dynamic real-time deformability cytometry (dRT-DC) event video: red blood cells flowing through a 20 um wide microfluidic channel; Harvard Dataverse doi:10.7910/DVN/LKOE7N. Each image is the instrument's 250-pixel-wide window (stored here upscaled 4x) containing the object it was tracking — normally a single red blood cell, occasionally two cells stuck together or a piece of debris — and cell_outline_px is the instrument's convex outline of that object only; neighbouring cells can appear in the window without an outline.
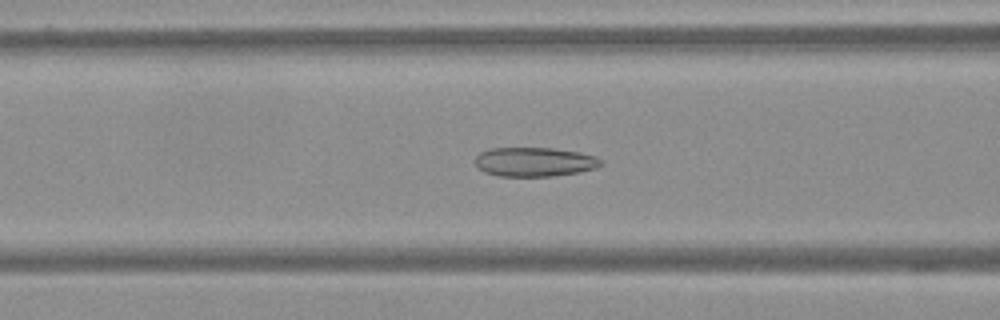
{"species": "Egyptian fruit bat (a non-hibernating species)", "species_latin": "Rousettus aegyptiacus", "temperature_condition": "warm", "stored_images_in_passage": 62, "camera_frame_rate_fps": 3000, "um_per_image_px": 0.085, "frame": {"image": 1, "passage_image": 25, "time_ms": 8.0, "image_size_px": [1000, 320], "cell_outline_px": [[604, 164], [596, 168], [580, 172], [552, 176], [496, 176], [484, 172], [476, 164], [476, 156], [480, 152], [488, 148], [552, 148], [580, 152], [596, 156], [604, 160]], "centroid_in_image_um": [45.48, 13.76], "position_along_channel_um": 121.1, "area_um2": 21.62}}
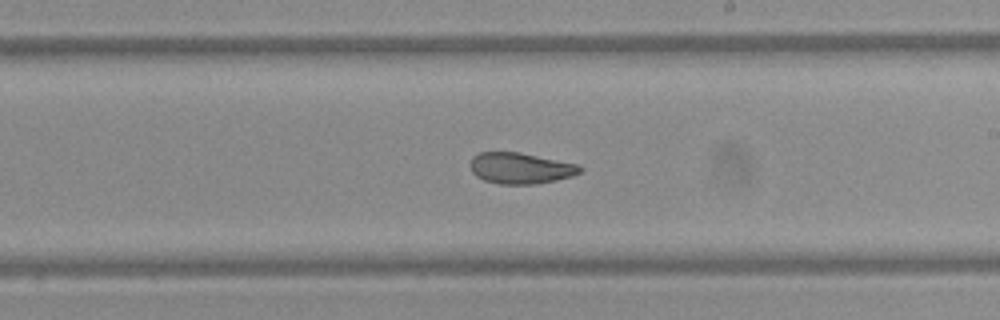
{"frame": {"image": 2, "passage_image": 36, "time_ms": 11.667, "image_size_px": [1000, 320], "cell_outline_px": [[584, 168], [580, 172], [572, 176], [556, 180], [532, 184], [500, 184], [484, 180], [476, 176], [472, 172], [468, 164], [472, 156], [480, 152], [520, 152], [576, 164]], "centroid_in_image_um": [44.19, 14.29], "position_along_channel_um": 244.8, "area_um2": 19.88}}
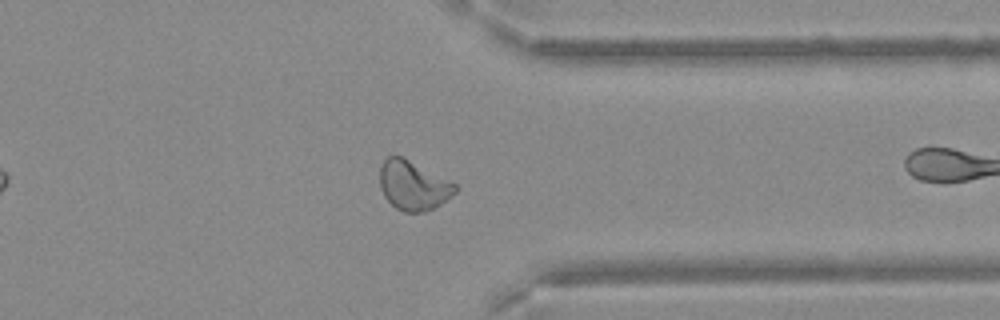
{"frame": {"image": 3, "passage_image": 48, "time_ms": 15.667, "image_size_px": [1000, 320], "cell_outline_px": [[456, 192], [452, 196], [440, 204], [424, 212], [404, 212], [396, 208], [384, 196], [380, 188], [380, 168], [384, 160], [388, 156], [400, 156], [456, 184]], "centroid_in_image_um": [35.1, 15.78], "position_along_channel_um": 376.3, "area_um2": 21.21}}